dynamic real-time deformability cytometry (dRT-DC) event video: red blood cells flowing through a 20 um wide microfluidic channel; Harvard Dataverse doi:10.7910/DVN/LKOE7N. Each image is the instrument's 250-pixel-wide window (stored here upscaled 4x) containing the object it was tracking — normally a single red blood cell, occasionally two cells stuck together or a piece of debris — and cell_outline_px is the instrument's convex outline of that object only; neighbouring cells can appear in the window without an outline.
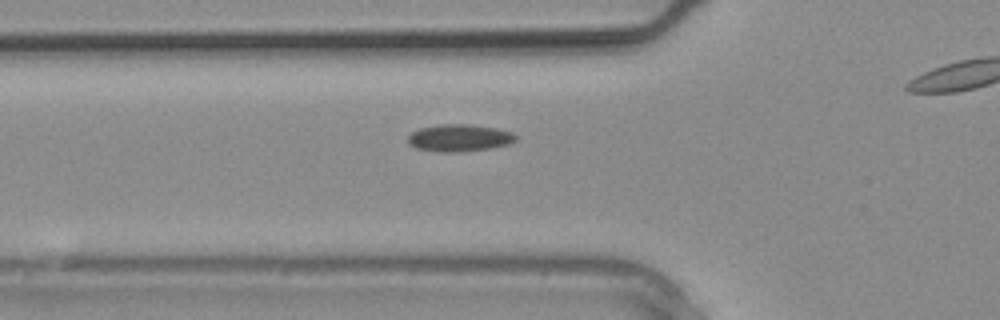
{"species": "common noctule bat (a hibernating species)", "species_latin": "Nyctalus noctula", "temperature_condition": "warm", "stored_images_in_passage": 15, "camera_frame_rate_fps": 3000, "um_per_image_px": 0.085, "animal": {"sex": "male", "body_mass_g": 20.4}, "frame": {"image": 1, "passage_image": 5, "time_ms": 1.333, "image_size_px": [1000, 320], "cell_outline_px": [[516, 140], [508, 144], [488, 148], [460, 152], [444, 152], [416, 148], [408, 144], [408, 136], [412, 132], [420, 128], [440, 124], [468, 124], [496, 128], [512, 132], [516, 136]], "centroid_in_image_um": [39.02, 11.71], "position_along_channel_um": 86.8, "area_um2": 16.94}}